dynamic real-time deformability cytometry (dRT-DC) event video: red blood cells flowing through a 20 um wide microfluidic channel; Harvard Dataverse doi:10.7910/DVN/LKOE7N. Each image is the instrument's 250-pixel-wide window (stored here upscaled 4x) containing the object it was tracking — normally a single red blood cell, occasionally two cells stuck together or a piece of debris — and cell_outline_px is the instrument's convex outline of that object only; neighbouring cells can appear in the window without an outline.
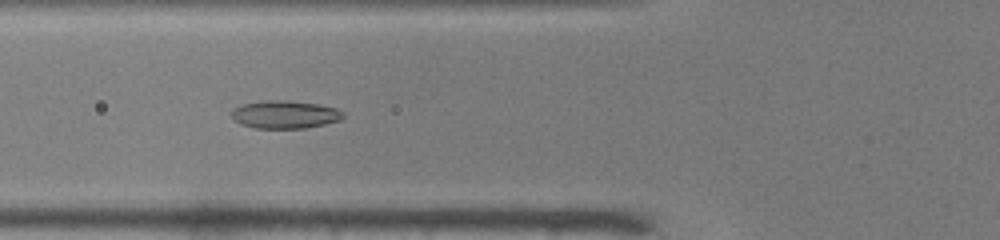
{"species": "common noctule bat (a hibernating species)", "species_latin": "Nyctalus noctula", "temperature_condition": "warm", "stored_images_in_passage": 35, "camera_frame_rate_fps": 3000, "um_per_image_px": 0.085, "animal": {"sex": "male", "body_mass_g": 19.0, "forearm_length_mm": 50.8}, "frame": {"image": 1, "passage_image": 3, "time_ms": 0.667, "image_size_px": [1000, 240], "cell_outline_px": [[344, 116], [340, 120], [324, 124], [304, 128], [256, 128], [240, 124], [232, 116], [232, 112], [236, 108], [244, 104], [260, 100], [284, 100], [320, 104], [336, 108], [344, 112]], "centroid_in_image_um": [24.25, 9.72], "position_along_channel_um": 101.5, "area_um2": 18.03}}
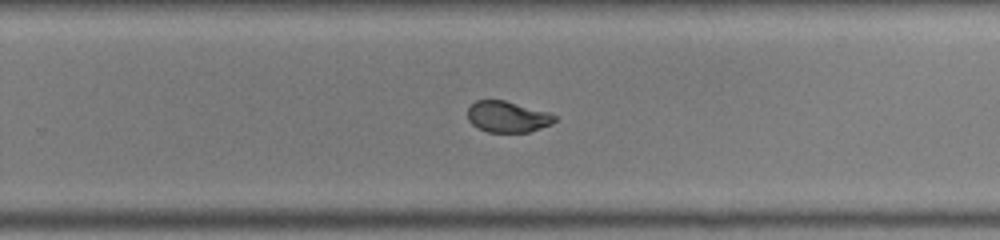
{"frame": {"image": 2, "passage_image": 17, "time_ms": 5.333, "image_size_px": [1000, 240], "cell_outline_px": [[556, 120], [552, 124], [528, 132], [488, 132], [476, 128], [468, 120], [468, 108], [476, 100], [504, 100], [548, 112], [556, 116]], "centroid_in_image_um": [43.12, 9.93], "position_along_channel_um": 286.7, "area_um2": 15.78}}
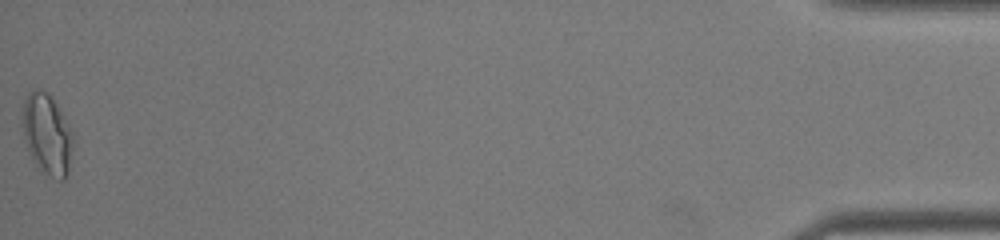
{"frame": {"image": 3, "passage_image": 35, "time_ms": 11.333, "image_size_px": [1000, 240], "cell_outline_px": [[72, 148], [68, 172], [64, 180], [60, 180], [44, 176], [40, 172], [32, 160], [28, 152], [20, 124], [20, 120], [24, 100], [28, 92], [32, 88], [40, 88], [48, 92], [52, 96], [68, 124], [72, 132]], "centroid_in_image_um": [3.95, 11.41], "position_along_channel_um": 431.3, "area_um2": 24.62}}